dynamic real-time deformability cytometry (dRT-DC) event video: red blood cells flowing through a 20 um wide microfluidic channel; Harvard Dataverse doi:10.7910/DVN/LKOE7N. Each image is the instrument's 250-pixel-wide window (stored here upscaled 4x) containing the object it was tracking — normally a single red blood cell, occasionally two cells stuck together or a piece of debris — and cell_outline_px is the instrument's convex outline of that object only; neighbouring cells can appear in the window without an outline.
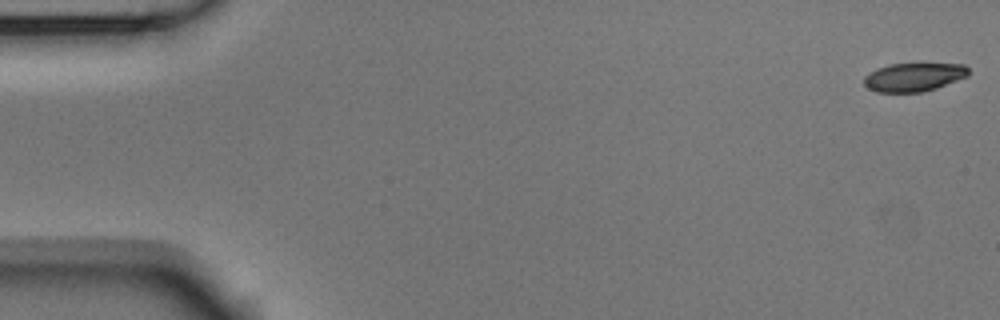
{"species": "Egyptian fruit bat (a non-hibernating species)", "species_latin": "Rousettus aegyptiacus", "temperature_condition": "room temperature", "stored_images_in_passage": 55, "camera_frame_rate_fps": 3000, "um_per_image_px": 0.085, "animal": {"sex": "male"}, "frame": {"image": 1, "passage_image": 1, "time_ms": 0.0, "image_size_px": [1000, 320], "cell_outline_px": [[968, 76], [936, 88], [920, 92], [876, 92], [868, 88], [864, 84], [864, 76], [876, 68], [888, 64], [964, 64], [968, 68]], "centroid_in_image_um": [77.64, 6.55], "position_along_channel_um": 7.4, "area_um2": 17.28}}
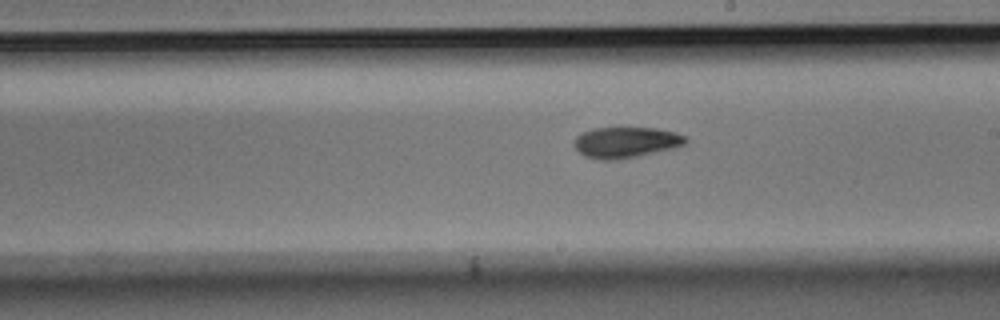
{"frame": {"image": 2, "passage_image": 31, "time_ms": 10.0, "image_size_px": [1000, 320], "cell_outline_px": [[688, 140], [684, 144], [672, 148], [620, 160], [600, 160], [584, 156], [572, 144], [576, 136], [580, 132], [592, 128], [656, 128], [676, 132], [684, 136]], "centroid_in_image_um": [53.14, 12.1], "position_along_channel_um": 235.9, "area_um2": 20.11}}
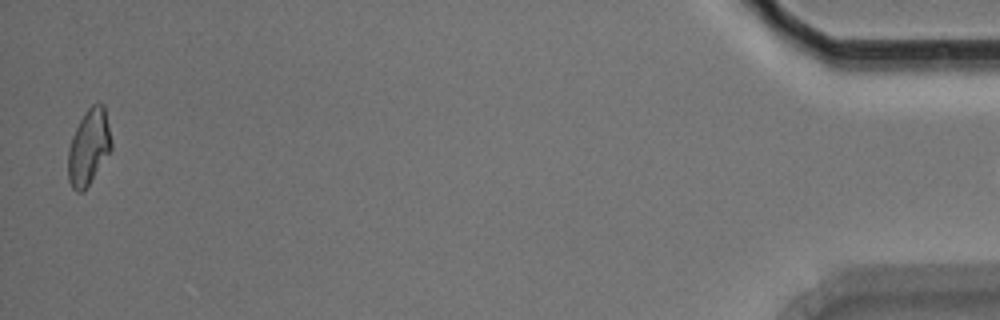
{"frame": {"image": 3, "passage_image": 54, "time_ms": 17.667, "image_size_px": [1000, 320], "cell_outline_px": [[112, 148], [84, 192], [76, 192], [72, 188], [68, 180], [68, 148], [72, 136], [84, 112], [92, 104], [104, 104], [112, 140]], "centroid_in_image_um": [7.54, 12.51], "position_along_channel_um": 427.7, "area_um2": 19.13}}